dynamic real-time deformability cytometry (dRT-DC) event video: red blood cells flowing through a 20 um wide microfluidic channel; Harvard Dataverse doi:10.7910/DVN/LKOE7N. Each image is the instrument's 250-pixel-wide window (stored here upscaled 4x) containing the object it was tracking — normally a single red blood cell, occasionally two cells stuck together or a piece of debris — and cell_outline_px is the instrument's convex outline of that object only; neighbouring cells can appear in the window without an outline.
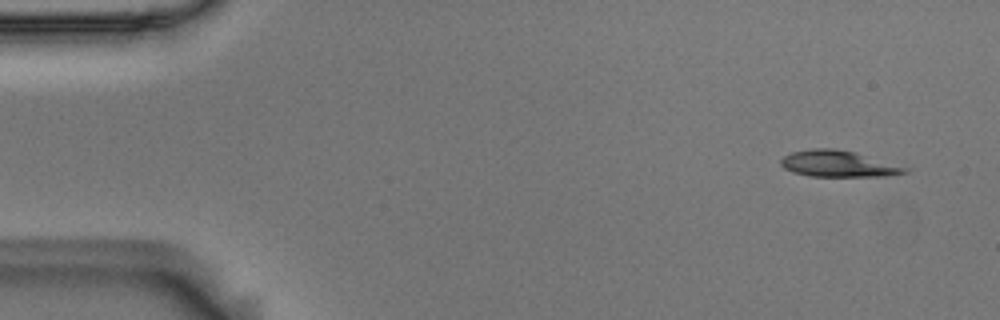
{"species": "Egyptian fruit bat (a non-hibernating species)", "species_latin": "Rousettus aegyptiacus", "temperature_condition": "room temperature", "stored_images_in_passage": 55, "camera_frame_rate_fps": 3000, "um_per_image_px": 0.085, "animal": {"sex": "male"}, "frame": {"image": 1, "passage_image": 4, "time_ms": 1.0, "image_size_px": [1000, 320], "cell_outline_px": [[912, 168], [908, 172], [884, 176], [812, 176], [792, 172], [784, 168], [780, 164], [780, 160], [784, 156], [792, 152], [812, 148], [832, 148], [852, 152]], "centroid_in_image_um": [71.25, 13.93], "position_along_channel_um": 13.8, "area_um2": 18.84}}
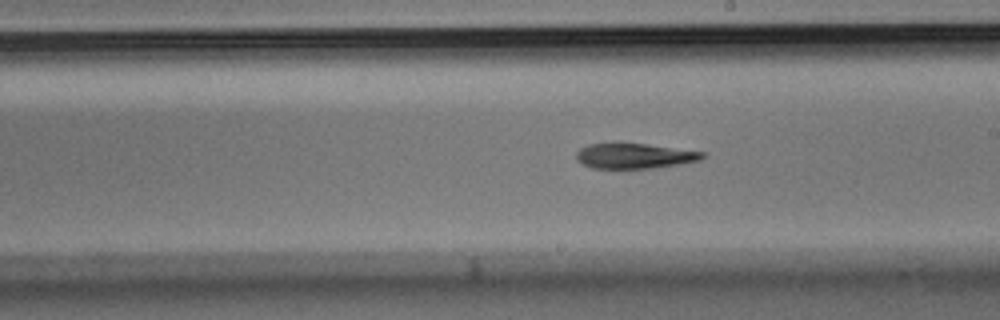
{"frame": {"image": 2, "passage_image": 31, "time_ms": 10.0, "image_size_px": [1000, 320], "cell_outline_px": [[704, 156], [700, 160], [680, 164], [652, 168], [592, 168], [576, 160], [576, 152], [580, 148], [588, 144], [648, 144], [704, 152]], "centroid_in_image_um": [53.92, 13.26], "position_along_channel_um": 235.1, "area_um2": 18.26}}
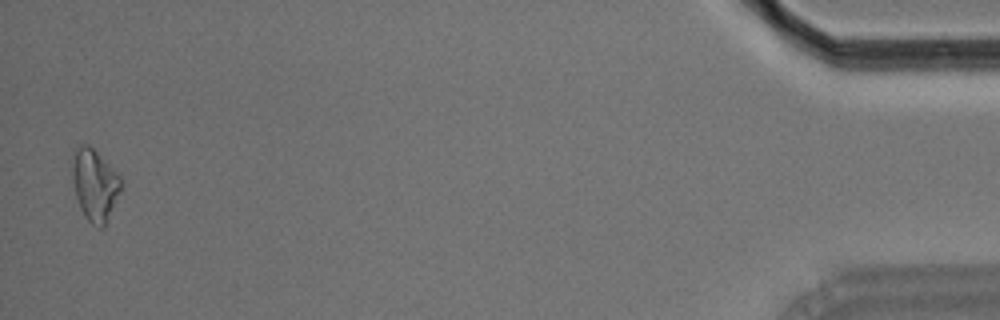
{"frame": {"image": 3, "passage_image": 54, "time_ms": 17.667, "image_size_px": [1000, 320], "cell_outline_px": [[120, 192], [104, 228], [100, 228], [92, 224], [84, 216], [80, 208], [76, 196], [72, 180], [72, 152], [80, 144], [88, 144], [120, 176]], "centroid_in_image_um": [8.02, 15.72], "position_along_channel_um": 427.2, "area_um2": 20.17}, "authors_computed_cell_mechanics": {"area_um2": 19.1896, "velocity_mm_per_s": 3.6717, "shape_relaxation_time_tau1_ms": 10.6815, "shape_relaxation_time_tau2_ms": null, "deformation_change_tau1": 0.2001, "deformation_change_tau2": null}}